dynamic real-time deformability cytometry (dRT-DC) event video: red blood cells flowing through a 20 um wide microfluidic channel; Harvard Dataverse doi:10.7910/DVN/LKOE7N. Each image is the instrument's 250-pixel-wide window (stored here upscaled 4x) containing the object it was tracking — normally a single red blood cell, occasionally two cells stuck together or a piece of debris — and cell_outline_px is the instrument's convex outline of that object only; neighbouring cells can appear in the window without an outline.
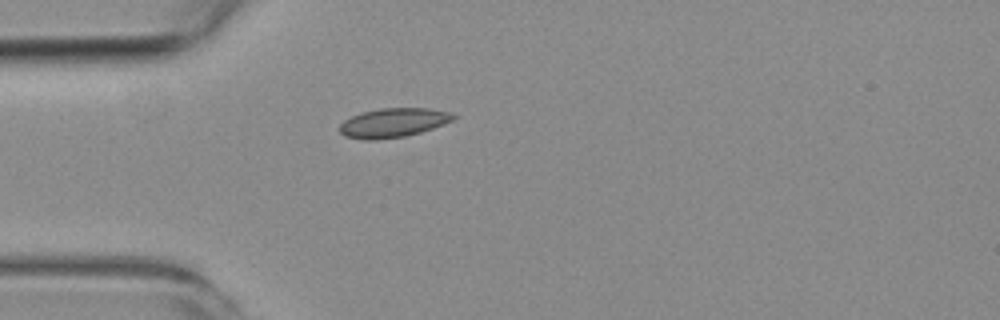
{"species": "common noctule bat (a hibernating species)", "species_latin": "Nyctalus noctula", "temperature_condition": "room temperature", "stored_images_in_passage": 5, "camera_frame_rate_fps": 3000, "um_per_image_px": 0.085, "animal": {"sex": "female", "body_mass_g": 19.3, "forearm_length_mm": 54.1}, "frame": {"image": 1, "passage_image": 5, "time_ms": 6.0, "image_size_px": [1000, 320], "cell_outline_px": [[456, 116], [452, 120], [432, 128], [420, 132], [404, 136], [376, 140], [364, 140], [344, 136], [340, 132], [340, 124], [344, 120], [360, 112], [380, 108], [428, 108], [452, 112]], "centroid_in_image_um": [33.39, 10.42], "position_along_channel_um": 51.6, "area_um2": 19.31}}